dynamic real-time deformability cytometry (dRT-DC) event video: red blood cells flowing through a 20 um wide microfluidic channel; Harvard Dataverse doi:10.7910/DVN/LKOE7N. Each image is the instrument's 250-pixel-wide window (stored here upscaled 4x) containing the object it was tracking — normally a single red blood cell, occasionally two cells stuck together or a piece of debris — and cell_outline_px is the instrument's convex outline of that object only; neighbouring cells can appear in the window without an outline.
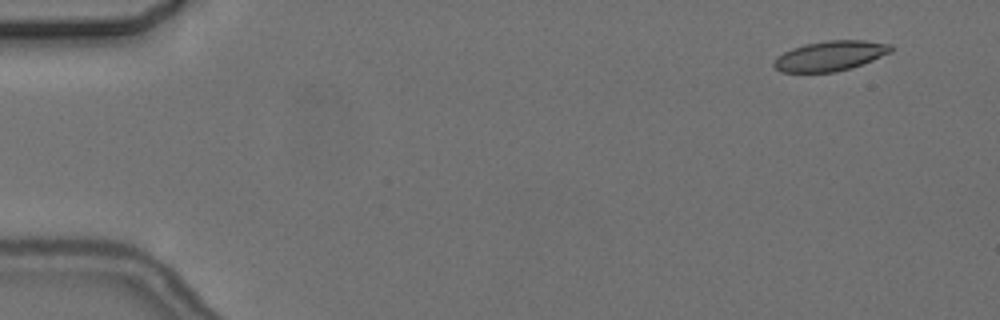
{"species": "common noctule bat (a hibernating species)", "species_latin": "Nyctalus noctula", "temperature_condition": "cold", "stored_images_in_passage": 5, "camera_frame_rate_fps": 3000, "um_per_image_px": 0.085, "animal": {"sex": "female", "body_mass_g": 24.6, "forearm_length_mm": 56.2}, "frame": {"image": 1, "passage_image": 2, "time_ms": 1.333, "image_size_px": [1000, 320], "cell_outline_px": [[892, 52], [852, 68], [836, 72], [780, 72], [772, 64], [772, 60], [776, 56], [792, 48], [804, 44], [828, 40], [864, 40], [892, 44]], "centroid_in_image_um": [70.55, 4.75], "position_along_channel_um": 14.5, "area_um2": 20.63}}
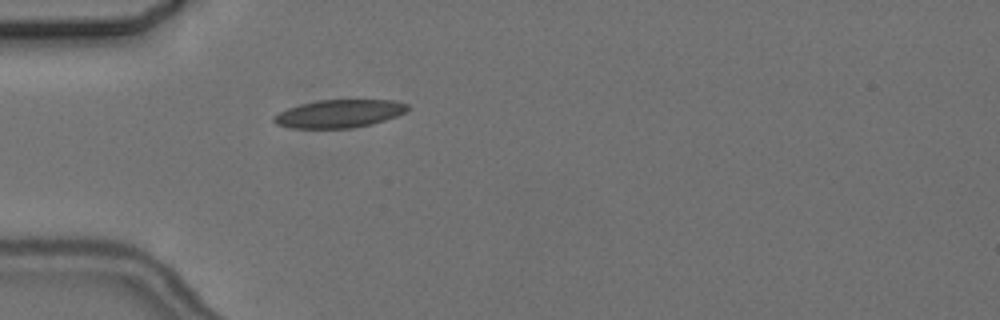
{"frame": {"image": 2, "passage_image": 5, "time_ms": 5.667, "image_size_px": [1000, 320], "cell_outline_px": [[408, 108], [404, 112], [396, 116], [372, 124], [352, 128], [288, 128], [276, 124], [272, 120], [272, 116], [288, 108], [300, 104], [320, 100], [396, 100], [408, 104]], "centroid_in_image_um": [28.8, 9.66], "position_along_channel_um": 56.2, "area_um2": 21.79}}